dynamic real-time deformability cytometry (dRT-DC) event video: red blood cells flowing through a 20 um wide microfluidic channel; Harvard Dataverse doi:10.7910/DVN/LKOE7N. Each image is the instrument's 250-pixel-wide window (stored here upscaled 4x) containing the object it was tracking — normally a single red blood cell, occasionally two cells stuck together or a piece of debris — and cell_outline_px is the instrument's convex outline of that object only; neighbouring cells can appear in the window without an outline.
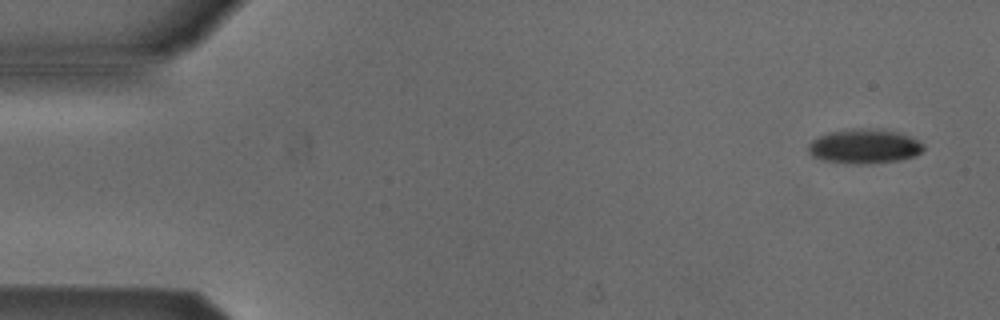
{"species": "Egyptian fruit bat (a non-hibernating species)", "species_latin": "Rousettus aegyptiacus", "temperature_condition": "cold", "stored_images_in_passage": 8, "camera_frame_rate_fps": 3000, "um_per_image_px": 0.085, "animal": {"sex": "male"}, "frame": {"image": 1, "passage_image": 1, "time_ms": 0.0, "image_size_px": [1000, 320], "cell_outline_px": [[924, 148], [920, 152], [912, 156], [896, 160], [824, 160], [812, 156], [808, 152], [808, 144], [812, 140], [828, 132], [852, 128], [860, 128], [896, 132], [908, 136], [924, 144]], "centroid_in_image_um": [73.42, 12.36], "position_along_channel_um": 11.6, "area_um2": 21.5}}
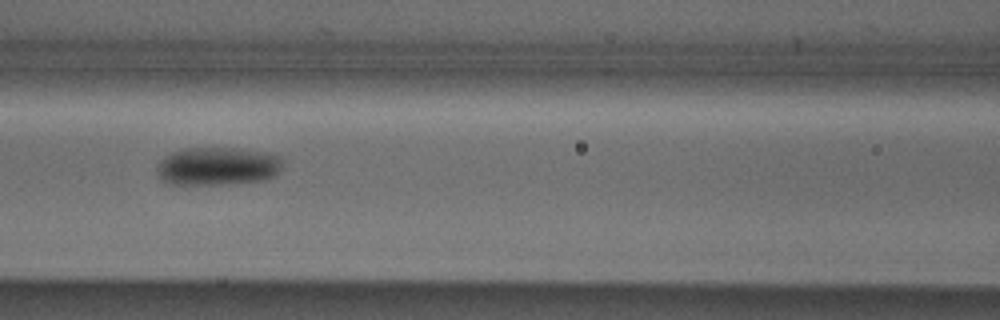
{"frame": {"image": 2, "passage_image": 6, "time_ms": 1.667, "image_size_px": [1000, 320], "cell_outline_px": [[284, 160], [276, 176], [264, 180], [232, 184], [172, 184], [164, 180], [160, 176], [160, 160], [172, 152], [184, 148], [232, 148], [260, 152], [280, 156]], "centroid_in_image_um": [18.56, 14.13], "position_along_channel_um": 148.0, "area_um2": 27.63}}
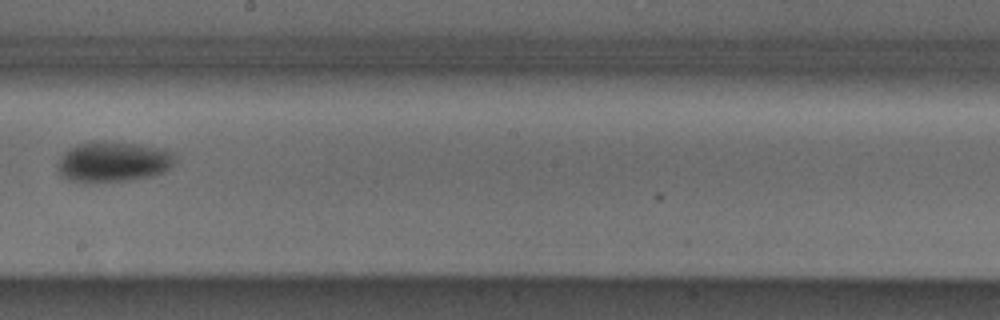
{"frame": {"image": 3, "passage_image": 8, "time_ms": 2.333, "image_size_px": [1000, 320], "cell_outline_px": [[176, 160], [164, 172], [152, 176], [128, 180], [92, 184], [88, 184], [68, 180], [60, 176], [56, 168], [56, 164], [60, 156], [64, 152], [80, 144], [136, 144], [156, 148], [172, 152], [176, 156]], "centroid_in_image_um": [9.57, 13.83], "position_along_channel_um": 238.6, "area_um2": 27.22}}